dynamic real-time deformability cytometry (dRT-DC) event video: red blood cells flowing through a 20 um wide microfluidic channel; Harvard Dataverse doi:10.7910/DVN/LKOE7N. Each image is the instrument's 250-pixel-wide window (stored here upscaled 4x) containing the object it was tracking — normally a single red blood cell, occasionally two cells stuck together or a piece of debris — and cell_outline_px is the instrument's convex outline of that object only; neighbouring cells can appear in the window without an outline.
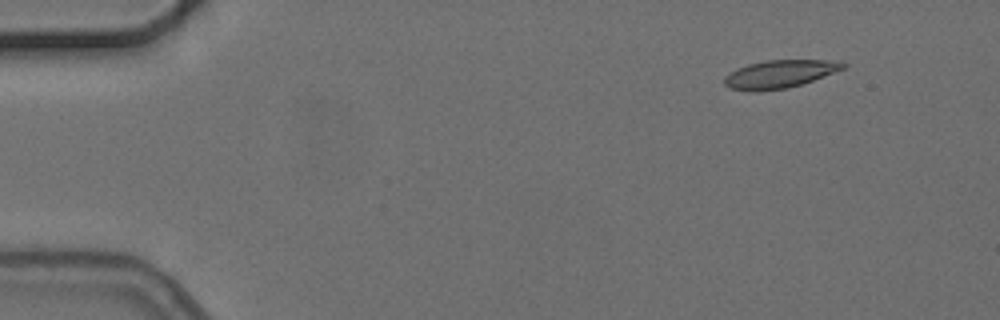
{"species": "common noctule bat (a hibernating species)", "species_latin": "Nyctalus noctula", "temperature_condition": "cold", "stored_images_in_passage": 5, "camera_frame_rate_fps": 3000, "um_per_image_px": 0.085, "animal": {"sex": "female", "body_mass_g": 24.6, "forearm_length_mm": 56.2}, "frame": {"image": 1, "passage_image": 2, "time_ms": 1.0, "image_size_px": [1000, 320], "cell_outline_px": [[848, 64], [844, 68], [812, 80], [788, 88], [756, 92], [752, 92], [728, 88], [724, 84], [724, 76], [736, 68], [748, 64], [764, 60], [840, 60]], "centroid_in_image_um": [66.22, 6.29], "position_along_channel_um": 18.8, "area_um2": 19.48}}
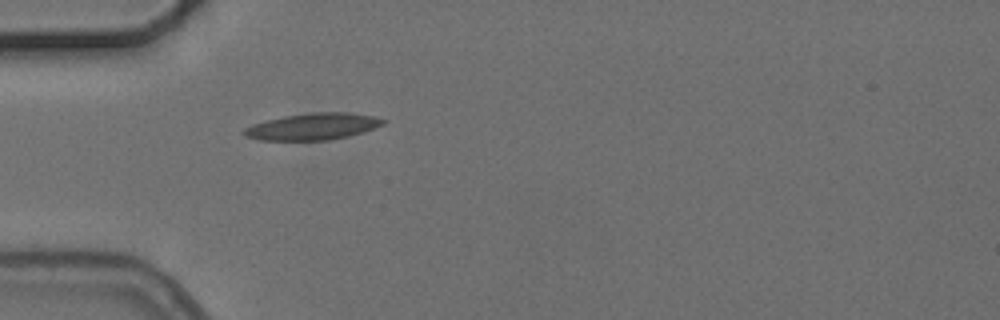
{"frame": {"image": 2, "passage_image": 5, "time_ms": 4.667, "image_size_px": [1000, 320], "cell_outline_px": [[388, 120], [384, 124], [348, 136], [328, 140], [260, 140], [244, 136], [240, 132], [244, 128], [252, 124], [284, 116], [312, 112], [348, 112], [376, 116]], "centroid_in_image_um": [26.57, 10.75], "position_along_channel_um": 58.4, "area_um2": 21.62}}